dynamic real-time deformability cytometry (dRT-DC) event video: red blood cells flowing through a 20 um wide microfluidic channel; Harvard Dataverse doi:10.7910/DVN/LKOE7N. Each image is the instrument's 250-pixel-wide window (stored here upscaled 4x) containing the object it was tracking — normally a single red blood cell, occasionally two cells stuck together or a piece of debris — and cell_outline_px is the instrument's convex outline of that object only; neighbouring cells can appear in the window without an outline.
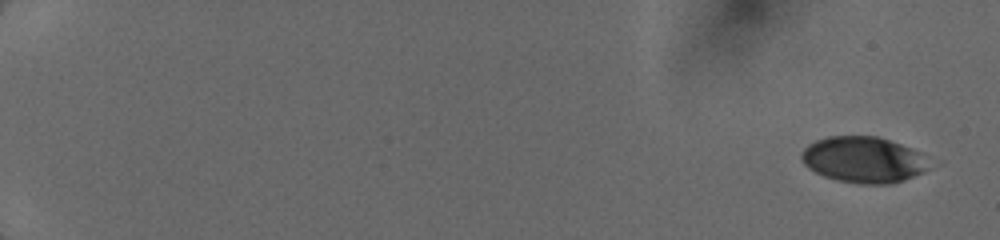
{"species": "human", "species_latin": "Homo sapiens", "temperature_condition": "cold", "stored_images_in_passage": 7, "camera_frame_rate_fps": 3000, "um_per_image_px": 0.085, "donor": {"sex": "female"}, "frame": {"image": 1, "passage_image": 1, "time_ms": 0.0, "image_size_px": [1000, 240], "cell_outline_px": [[944, 160], [924, 172], [904, 180], [892, 184], [860, 184], [836, 180], [824, 176], [808, 168], [804, 164], [800, 156], [800, 152], [808, 144], [816, 140], [828, 136], [876, 136], [912, 148]], "centroid_in_image_um": [73.57, 13.58], "position_along_channel_um": 11.4, "area_um2": 35.6}}
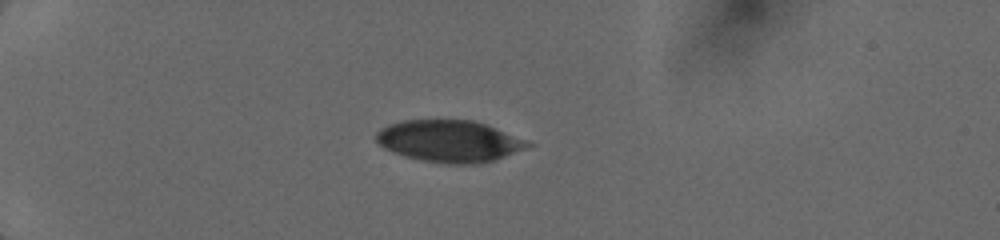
{"frame": {"image": 2, "passage_image": 5, "time_ms": 4.667, "image_size_px": [1000, 240], "cell_outline_px": [[536, 144], [504, 156], [492, 160], [476, 164], [448, 164], [424, 160], [404, 156], [392, 152], [384, 148], [376, 140], [376, 132], [380, 128], [388, 124], [404, 120], [472, 120], [484, 124]], "centroid_in_image_um": [38.15, 11.99], "position_along_channel_um": 46.9, "area_um2": 36.53}}
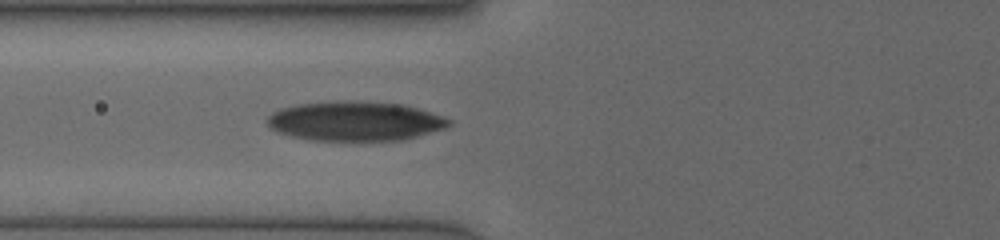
{"frame": {"image": 3, "passage_image": 7, "time_ms": 7.0, "image_size_px": [1000, 240], "cell_outline_px": [[452, 124], [444, 128], [404, 140], [312, 140], [292, 136], [276, 132], [268, 124], [268, 116], [272, 112], [280, 108], [300, 104], [400, 104], [416, 108], [452, 120]], "centroid_in_image_um": [30.18, 10.36], "position_along_channel_um": 95.6, "area_um2": 39.88}}